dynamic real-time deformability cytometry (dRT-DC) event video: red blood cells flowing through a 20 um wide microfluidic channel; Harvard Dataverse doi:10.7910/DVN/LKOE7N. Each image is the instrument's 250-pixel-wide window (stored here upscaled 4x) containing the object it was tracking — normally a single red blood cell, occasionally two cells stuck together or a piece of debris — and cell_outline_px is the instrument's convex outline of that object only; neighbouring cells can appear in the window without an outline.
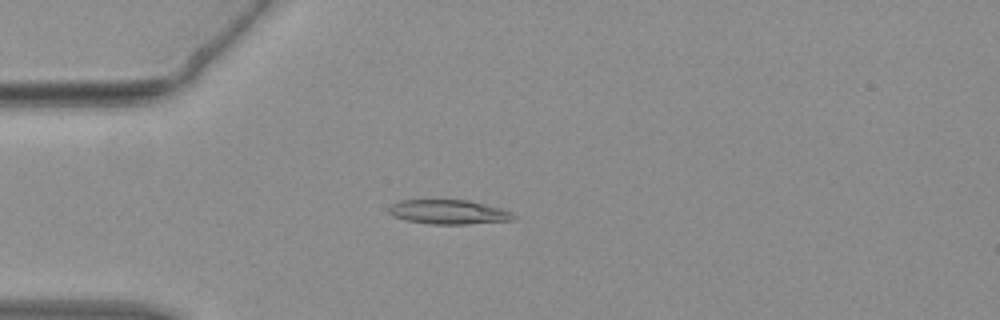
{"species": "common noctule bat (a hibernating species)", "species_latin": "Nyctalus noctula", "temperature_condition": "warm", "stored_images_in_passage": 46, "camera_frame_rate_fps": 3000, "um_per_image_px": 0.085, "animal": {"sex": "female", "body_mass_g": 19.3, "forearm_length_mm": 54.1}, "frame": {"image": 1, "passage_image": 13, "time_ms": 4.0, "image_size_px": [1000, 320], "cell_outline_px": [[516, 220], [468, 224], [432, 224], [404, 220], [392, 216], [388, 212], [388, 208], [392, 204], [400, 200], [468, 200], [504, 208], [512, 212], [516, 216]], "centroid_in_image_um": [38.17, 18.02], "position_along_channel_um": 46.8, "area_um2": 17.98}}
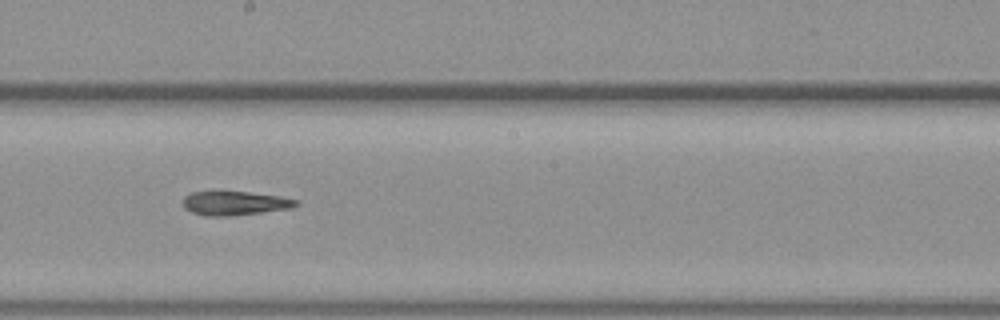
{"frame": {"image": 2, "passage_image": 26, "time_ms": 8.333, "image_size_px": [1000, 320], "cell_outline_px": [[300, 204], [292, 208], [232, 216], [204, 216], [192, 212], [184, 208], [184, 196], [188, 192], [216, 188], [220, 188], [280, 196], [300, 200]], "centroid_in_image_um": [19.91, 17.21], "position_along_channel_um": 228.3, "area_um2": 16.88}}
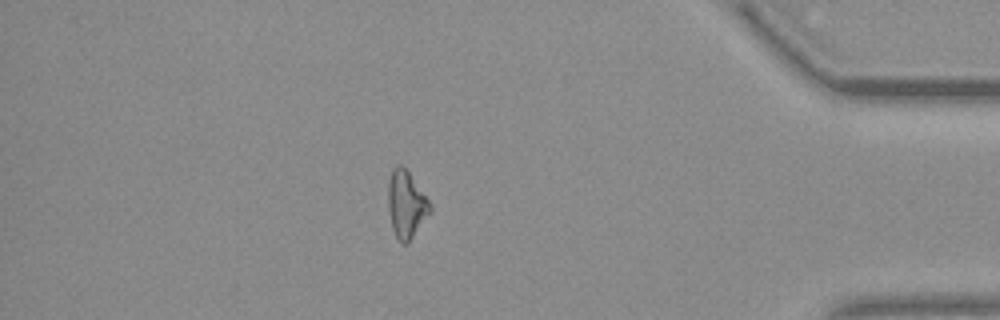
{"frame": {"image": 3, "passage_image": 40, "time_ms": 13.0, "image_size_px": [1000, 320], "cell_outline_px": [[432, 212], [408, 244], [400, 244], [392, 228], [388, 208], [388, 184], [392, 168], [396, 164], [400, 164], [408, 172], [428, 200], [432, 208]], "centroid_in_image_um": [34.53, 17.42], "position_along_channel_um": 400.7, "area_um2": 16.47}}